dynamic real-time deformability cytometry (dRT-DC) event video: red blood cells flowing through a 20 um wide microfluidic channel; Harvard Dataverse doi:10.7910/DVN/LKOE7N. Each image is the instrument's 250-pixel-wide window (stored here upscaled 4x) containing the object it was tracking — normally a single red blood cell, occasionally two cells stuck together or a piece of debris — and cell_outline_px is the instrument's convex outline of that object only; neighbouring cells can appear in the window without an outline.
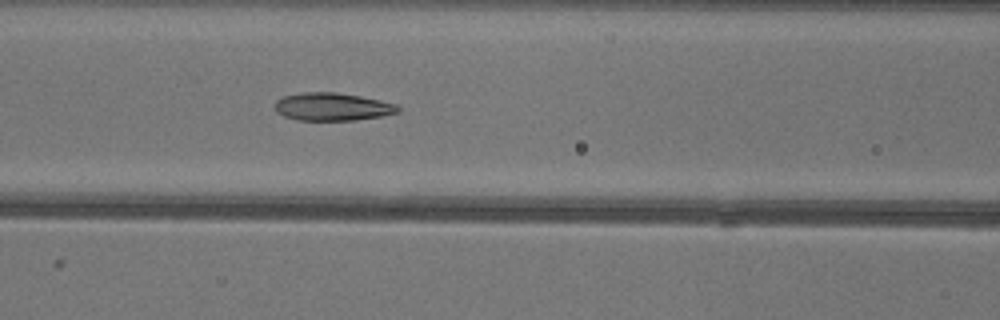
{"species": "common noctule bat (a hibernating species)", "species_latin": "Nyctalus noctula", "temperature_condition": "warm", "stored_images_in_passage": 27, "camera_frame_rate_fps": 3000, "um_per_image_px": 0.085, "animal": {"sex": "female"}, "frame": {"image": 1, "passage_image": 11, "time_ms": 3.333, "image_size_px": [1000, 320], "cell_outline_px": [[400, 112], [384, 116], [356, 120], [296, 120], [284, 116], [276, 112], [276, 100], [284, 96], [304, 92], [336, 92], [360, 96], [380, 100], [396, 104], [400, 108]], "centroid_in_image_um": [28.28, 9.08], "position_along_channel_um": 138.3, "area_um2": 20.06}}
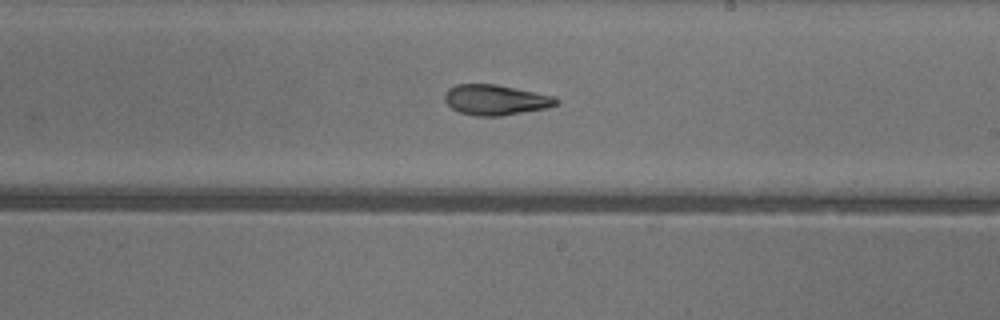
{"frame": {"image": 2, "passage_image": 19, "time_ms": 6.0, "image_size_px": [1000, 320], "cell_outline_px": [[560, 100], [556, 104], [548, 108], [500, 116], [476, 116], [460, 112], [452, 108], [444, 100], [444, 92], [448, 88], [456, 84], [496, 84], [556, 96]], "centroid_in_image_um": [42.13, 8.48], "position_along_channel_um": 246.9, "area_um2": 19.88}}
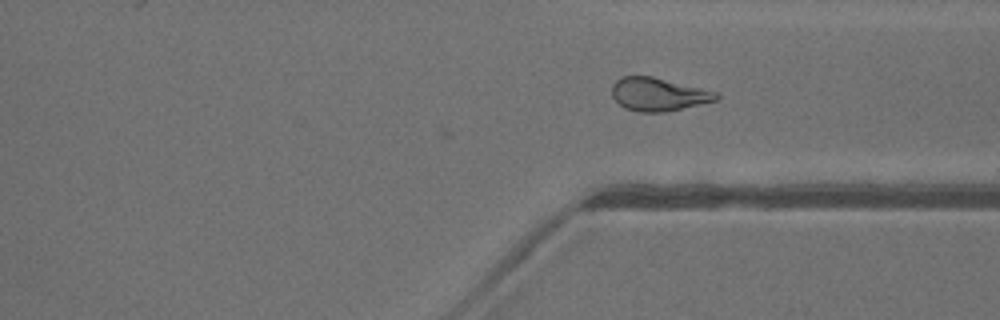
{"frame": {"image": 3, "passage_image": 27, "time_ms": 8.667, "image_size_px": [1000, 320], "cell_outline_px": [[720, 96], [716, 100], [664, 112], [640, 112], [624, 108], [612, 96], [612, 84], [620, 76], [652, 76], [716, 92]], "centroid_in_image_um": [55.91, 8.01], "position_along_channel_um": 355.5, "area_um2": 19.88}}